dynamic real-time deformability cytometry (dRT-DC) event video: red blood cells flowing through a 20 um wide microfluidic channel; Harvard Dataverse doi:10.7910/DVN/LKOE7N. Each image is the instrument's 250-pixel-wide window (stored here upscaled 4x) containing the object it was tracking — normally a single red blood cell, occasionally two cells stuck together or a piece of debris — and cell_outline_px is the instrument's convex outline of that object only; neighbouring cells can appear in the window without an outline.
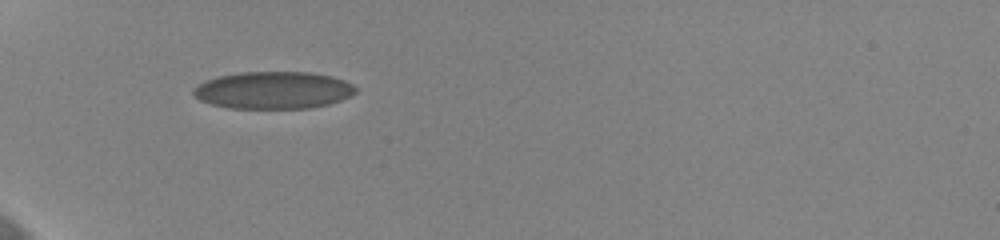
{"species": "human", "species_latin": "Homo sapiens", "temperature_condition": "cold", "stored_images_in_passage": 35, "camera_frame_rate_fps": 3000, "um_per_image_px": 0.085, "donor": {"sex": "female"}, "frame": {"image": 1, "passage_image": 1, "time_ms": 0.0, "image_size_px": [1000, 240], "cell_outline_px": [[356, 92], [352, 96], [328, 104], [312, 108], [228, 108], [212, 104], [200, 100], [192, 92], [204, 80], [220, 76], [240, 72], [312, 72], [332, 76], [344, 80], [352, 84], [356, 88]], "centroid_in_image_um": [23.27, 7.66], "position_along_channel_um": 61.7, "area_um2": 35.2}}
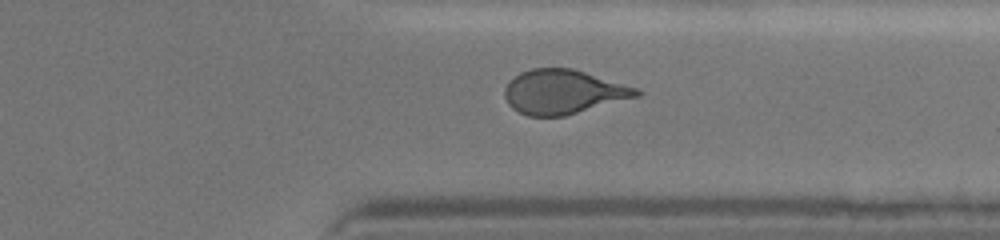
{"frame": {"image": 2, "passage_image": 25, "time_ms": 8.0, "image_size_px": [1000, 240], "cell_outline_px": [[644, 92], [640, 96], [564, 116], [528, 116], [512, 108], [508, 104], [504, 96], [504, 88], [520, 72], [532, 68], [572, 68], [636, 88]], "centroid_in_image_um": [47.87, 7.82], "position_along_channel_um": 363.5, "area_um2": 33.76}}
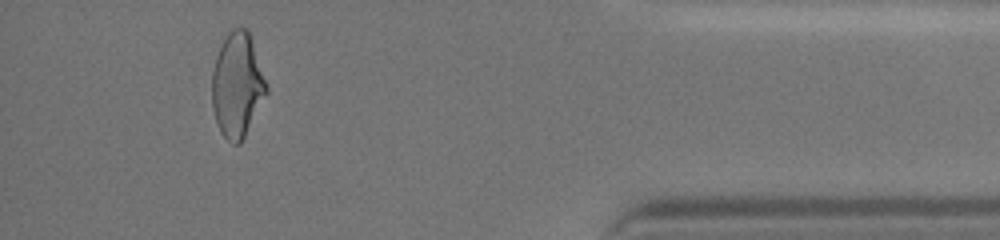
{"frame": {"image": 3, "passage_image": 32, "time_ms": 10.333, "image_size_px": [1000, 240], "cell_outline_px": [[268, 92], [240, 144], [232, 144], [220, 132], [216, 124], [212, 108], [212, 72], [216, 56], [228, 32], [232, 28], [248, 28], [268, 88]], "centroid_in_image_um": [20.15, 7.25], "position_along_channel_um": 415.0, "area_um2": 33.06}, "authors_computed_cell_mechanics": {"area_um2": 33.9286, "velocity_mm_per_s": 3.6626, "shape_relaxation_time_tau1_ms": 5.0399, "shape_relaxation_time_tau2_ms": 1.0753, "deformation_change_tau1": 0.144, "deformation_change_tau2": 0.0617}}